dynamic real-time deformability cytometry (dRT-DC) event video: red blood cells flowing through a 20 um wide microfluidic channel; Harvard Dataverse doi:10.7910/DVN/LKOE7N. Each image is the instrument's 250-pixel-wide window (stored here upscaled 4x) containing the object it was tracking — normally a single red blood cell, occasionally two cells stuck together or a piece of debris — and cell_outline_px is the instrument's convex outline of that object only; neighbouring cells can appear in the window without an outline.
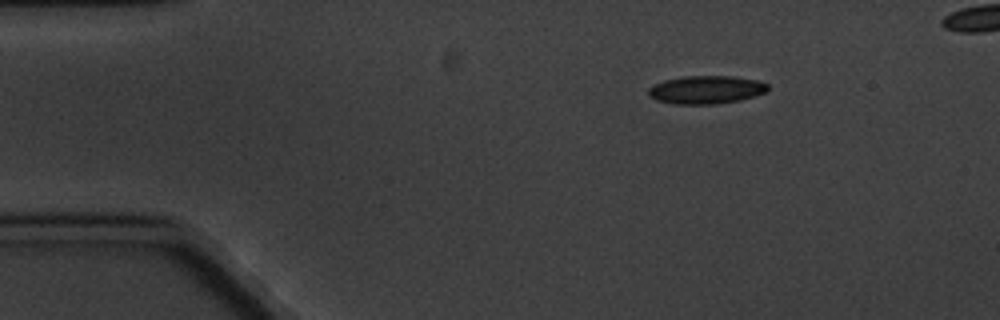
{"species": "common noctule bat (a hibernating species)", "species_latin": "Nyctalus noctula", "temperature_condition": "cold", "stored_images_in_passage": 5, "camera_frame_rate_fps": 3000, "um_per_image_px": 0.085, "animal": {"sex": "male", "body_mass_g": 20.1, "forearm_length_mm": 53.5}, "frame": {"image": 1, "passage_image": 2, "time_ms": 2.0, "image_size_px": [1000, 320], "cell_outline_px": [[768, 88], [764, 92], [740, 100], [716, 104], [672, 104], [656, 100], [648, 96], [648, 88], [664, 80], [684, 76], [732, 76], [756, 80], [768, 84]], "centroid_in_image_um": [59.97, 7.63], "position_along_channel_um": 25.0, "area_um2": 19.48}}